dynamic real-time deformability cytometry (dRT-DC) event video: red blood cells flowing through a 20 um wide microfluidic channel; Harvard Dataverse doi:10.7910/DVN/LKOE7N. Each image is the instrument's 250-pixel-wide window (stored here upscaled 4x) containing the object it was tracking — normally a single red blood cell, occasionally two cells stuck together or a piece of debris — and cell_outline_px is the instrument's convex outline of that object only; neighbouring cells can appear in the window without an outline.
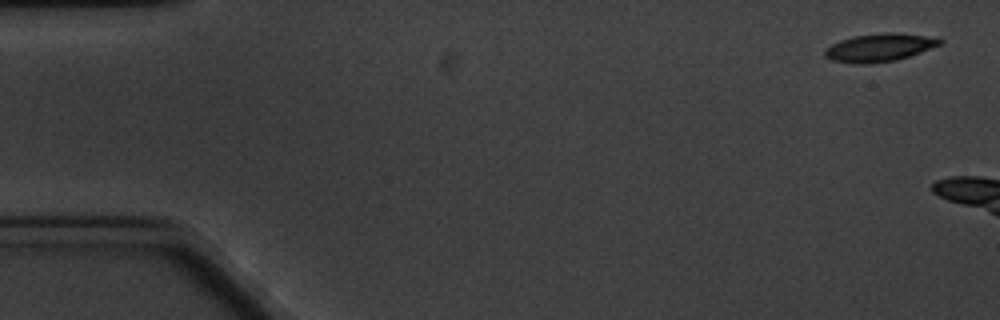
{"species": "common noctule bat (a hibernating species)", "species_latin": "Nyctalus noctula", "temperature_condition": "cold", "stored_images_in_passage": 3, "camera_frame_rate_fps": 3000, "um_per_image_px": 0.085, "animal": {"sex": "male", "body_mass_g": 20.1, "forearm_length_mm": 53.5}, "frame": {"image": 1, "passage_image": 1, "time_ms": 0.0, "image_size_px": [1000, 320], "cell_outline_px": [[944, 40], [940, 44], [920, 52], [896, 60], [868, 64], [856, 64], [832, 60], [824, 56], [824, 52], [832, 44], [840, 40], [852, 36], [888, 32], [924, 36]], "centroid_in_image_um": [74.7, 4.05], "position_along_channel_um": 10.3, "area_um2": 18.38}}